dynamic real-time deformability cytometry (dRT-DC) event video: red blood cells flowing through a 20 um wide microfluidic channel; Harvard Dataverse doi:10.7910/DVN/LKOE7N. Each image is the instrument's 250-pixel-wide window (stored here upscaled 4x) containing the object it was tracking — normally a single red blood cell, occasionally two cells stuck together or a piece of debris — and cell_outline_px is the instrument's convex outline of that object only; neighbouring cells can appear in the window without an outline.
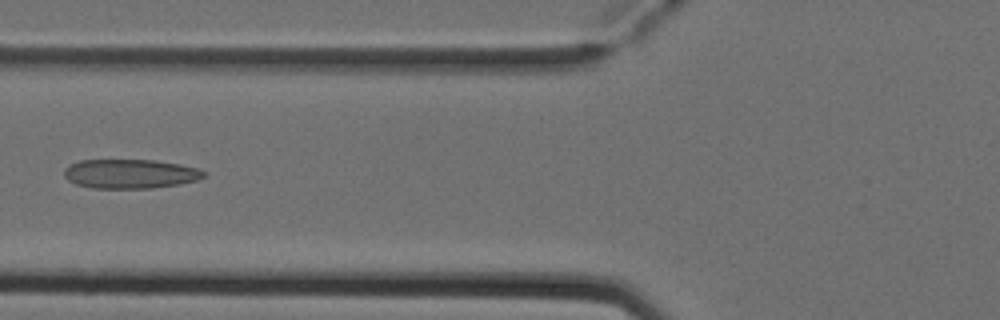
{"species": "Egyptian fruit bat (a non-hibernating species)", "species_latin": "Rousettus aegyptiacus", "temperature_condition": "cold", "stored_images_in_passage": 6, "camera_frame_rate_fps": 3000, "um_per_image_px": 0.085, "animal": {"sex": "female"}, "frame": {"image": 1, "passage_image": 5, "time_ms": 1.333, "image_size_px": [1000, 320], "cell_outline_px": [[208, 176], [196, 180], [180, 184], [152, 188], [92, 188], [76, 184], [68, 180], [64, 176], [64, 168], [68, 164], [80, 160], [156, 160], [180, 164], [200, 168]], "centroid_in_image_um": [11.07, 14.77], "position_along_channel_um": 114.7, "area_um2": 24.04}}
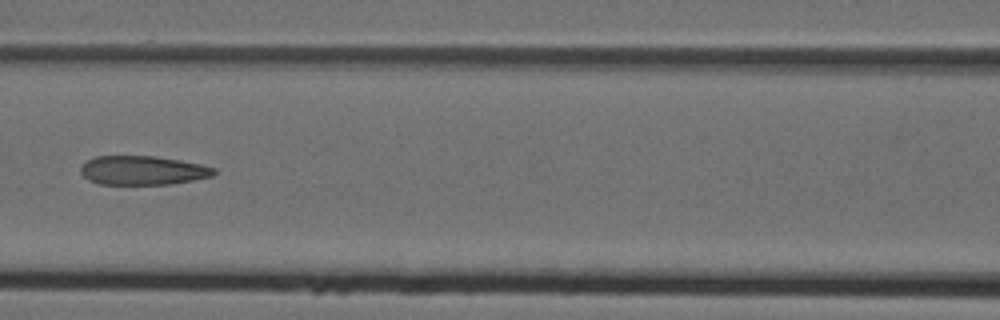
{"frame": {"image": 2, "passage_image": 6, "time_ms": 1.667, "image_size_px": [1000, 320], "cell_outline_px": [[216, 172], [212, 176], [172, 184], [100, 184], [88, 180], [80, 172], [80, 168], [88, 160], [96, 156], [156, 156], [180, 160], [200, 164], [216, 168]], "centroid_in_image_um": [12.14, 14.48], "position_along_channel_um": 154.5, "area_um2": 22.48}}